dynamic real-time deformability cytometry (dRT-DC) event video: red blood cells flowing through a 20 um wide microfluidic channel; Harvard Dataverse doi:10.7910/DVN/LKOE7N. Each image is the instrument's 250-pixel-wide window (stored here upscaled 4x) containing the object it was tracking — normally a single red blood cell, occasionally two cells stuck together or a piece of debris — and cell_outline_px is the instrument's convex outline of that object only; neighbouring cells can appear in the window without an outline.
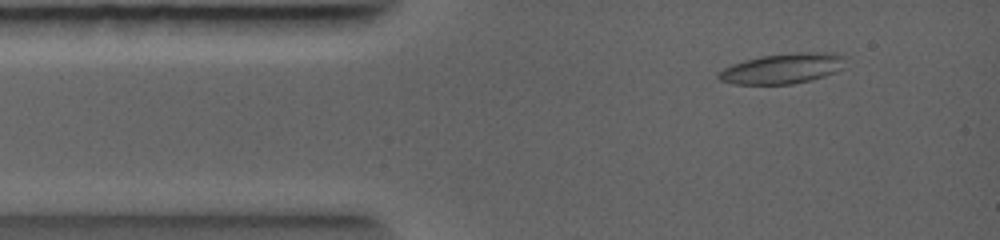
{"species": "common noctule bat (a hibernating species)", "species_latin": "Nyctalus noctula", "temperature_condition": "warm", "stored_images_in_passage": 37, "camera_frame_rate_fps": 5000, "um_per_image_px": 0.085, "animal": {"sex": "female", "body_mass_g": 19.0, "forearm_length_mm": 56.7}, "frame": {"image": 1, "passage_image": 1, "time_ms": 0.0, "image_size_px": [1000, 240], "cell_outline_px": [[848, 56], [844, 68], [836, 72], [824, 76], [792, 84], [732, 84], [720, 80], [716, 76], [724, 68], [732, 64], [744, 60], [760, 56], [796, 52], [832, 52]], "centroid_in_image_um": [66.58, 5.8], "position_along_channel_um": 18.4, "area_um2": 22.66}}
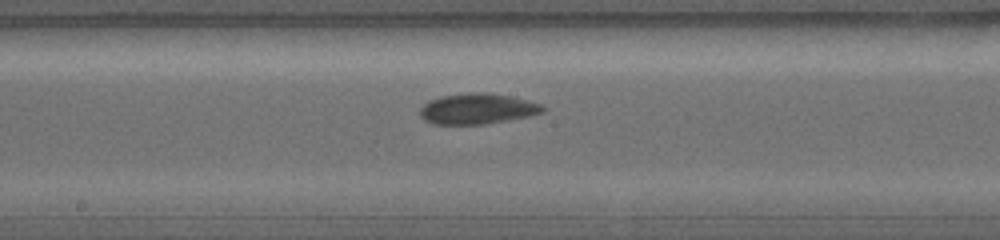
{"frame": {"image": 2, "passage_image": 16, "time_ms": 3.8, "image_size_px": [1000, 240], "cell_outline_px": [[548, 108], [544, 112], [528, 116], [476, 124], [436, 124], [424, 120], [420, 116], [420, 108], [428, 100], [440, 96], [468, 92], [488, 92], [512, 96], [544, 104]], "centroid_in_image_um": [40.59, 9.21], "position_along_channel_um": 207.6, "area_um2": 21.96}}
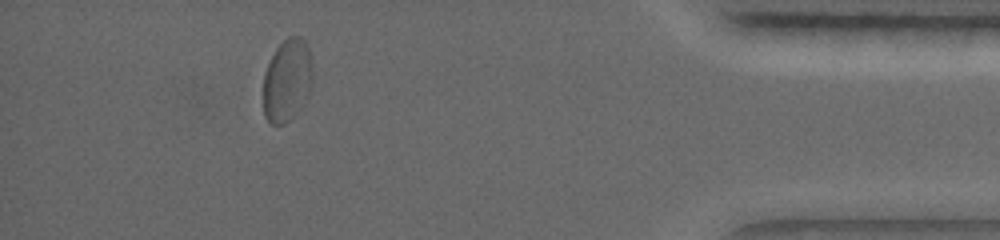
{"frame": {"image": 3, "passage_image": 31, "time_ms": 8.0, "image_size_px": [1000, 240], "cell_outline_px": [[312, 88], [308, 100], [284, 124], [272, 124], [264, 116], [264, 72], [276, 48], [288, 36], [300, 36], [304, 40], [308, 48], [312, 64]], "centroid_in_image_um": [24.43, 6.82], "position_along_channel_um": 410.8, "area_um2": 23.87}}